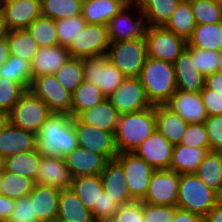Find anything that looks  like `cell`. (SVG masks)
<instances>
[{
	"mask_svg": "<svg viewBox=\"0 0 222 222\" xmlns=\"http://www.w3.org/2000/svg\"><path fill=\"white\" fill-rule=\"evenodd\" d=\"M78 147L72 117L63 113H52L42 125L36 138V149L41 156H62Z\"/></svg>",
	"mask_w": 222,
	"mask_h": 222,
	"instance_id": "6da1fadb",
	"label": "cell"
},
{
	"mask_svg": "<svg viewBox=\"0 0 222 222\" xmlns=\"http://www.w3.org/2000/svg\"><path fill=\"white\" fill-rule=\"evenodd\" d=\"M155 131V106L134 113L121 114L115 132L118 153L134 152Z\"/></svg>",
	"mask_w": 222,
	"mask_h": 222,
	"instance_id": "7a4b0ae2",
	"label": "cell"
},
{
	"mask_svg": "<svg viewBox=\"0 0 222 222\" xmlns=\"http://www.w3.org/2000/svg\"><path fill=\"white\" fill-rule=\"evenodd\" d=\"M139 79L151 105H165L177 90L173 63L147 57Z\"/></svg>",
	"mask_w": 222,
	"mask_h": 222,
	"instance_id": "3957f363",
	"label": "cell"
},
{
	"mask_svg": "<svg viewBox=\"0 0 222 222\" xmlns=\"http://www.w3.org/2000/svg\"><path fill=\"white\" fill-rule=\"evenodd\" d=\"M220 196L207 187L195 173L181 174L176 207L205 218L220 200Z\"/></svg>",
	"mask_w": 222,
	"mask_h": 222,
	"instance_id": "277c9868",
	"label": "cell"
},
{
	"mask_svg": "<svg viewBox=\"0 0 222 222\" xmlns=\"http://www.w3.org/2000/svg\"><path fill=\"white\" fill-rule=\"evenodd\" d=\"M107 55L125 77H139L147 59L145 38L111 42Z\"/></svg>",
	"mask_w": 222,
	"mask_h": 222,
	"instance_id": "5b68a950",
	"label": "cell"
},
{
	"mask_svg": "<svg viewBox=\"0 0 222 222\" xmlns=\"http://www.w3.org/2000/svg\"><path fill=\"white\" fill-rule=\"evenodd\" d=\"M51 114L48 106L38 96L27 90L8 115L12 125L37 135Z\"/></svg>",
	"mask_w": 222,
	"mask_h": 222,
	"instance_id": "8992f818",
	"label": "cell"
},
{
	"mask_svg": "<svg viewBox=\"0 0 222 222\" xmlns=\"http://www.w3.org/2000/svg\"><path fill=\"white\" fill-rule=\"evenodd\" d=\"M84 80L96 85L108 98L124 81L125 75L108 59V55L83 59Z\"/></svg>",
	"mask_w": 222,
	"mask_h": 222,
	"instance_id": "52a82bcc",
	"label": "cell"
},
{
	"mask_svg": "<svg viewBox=\"0 0 222 222\" xmlns=\"http://www.w3.org/2000/svg\"><path fill=\"white\" fill-rule=\"evenodd\" d=\"M147 57L174 63L187 41L163 26H148L145 32Z\"/></svg>",
	"mask_w": 222,
	"mask_h": 222,
	"instance_id": "ba28073f",
	"label": "cell"
},
{
	"mask_svg": "<svg viewBox=\"0 0 222 222\" xmlns=\"http://www.w3.org/2000/svg\"><path fill=\"white\" fill-rule=\"evenodd\" d=\"M115 159L124 169L131 197L141 201L147 193L150 178L155 170L134 152L118 153Z\"/></svg>",
	"mask_w": 222,
	"mask_h": 222,
	"instance_id": "9c48e42d",
	"label": "cell"
},
{
	"mask_svg": "<svg viewBox=\"0 0 222 222\" xmlns=\"http://www.w3.org/2000/svg\"><path fill=\"white\" fill-rule=\"evenodd\" d=\"M29 90L38 96L52 113L71 116L72 94L62 87L54 75L33 78Z\"/></svg>",
	"mask_w": 222,
	"mask_h": 222,
	"instance_id": "30bf717a",
	"label": "cell"
},
{
	"mask_svg": "<svg viewBox=\"0 0 222 222\" xmlns=\"http://www.w3.org/2000/svg\"><path fill=\"white\" fill-rule=\"evenodd\" d=\"M109 45L107 25L86 24L68 51L71 57L84 59L107 54Z\"/></svg>",
	"mask_w": 222,
	"mask_h": 222,
	"instance_id": "8fae6325",
	"label": "cell"
},
{
	"mask_svg": "<svg viewBox=\"0 0 222 222\" xmlns=\"http://www.w3.org/2000/svg\"><path fill=\"white\" fill-rule=\"evenodd\" d=\"M72 122L76 131L78 146L101 154L108 160L115 159L118 151L115 145V135L112 132L83 123L78 117H72Z\"/></svg>",
	"mask_w": 222,
	"mask_h": 222,
	"instance_id": "7c38bea8",
	"label": "cell"
},
{
	"mask_svg": "<svg viewBox=\"0 0 222 222\" xmlns=\"http://www.w3.org/2000/svg\"><path fill=\"white\" fill-rule=\"evenodd\" d=\"M180 183V174L170 169L155 170L143 203L158 206H176Z\"/></svg>",
	"mask_w": 222,
	"mask_h": 222,
	"instance_id": "4fadbf2b",
	"label": "cell"
},
{
	"mask_svg": "<svg viewBox=\"0 0 222 222\" xmlns=\"http://www.w3.org/2000/svg\"><path fill=\"white\" fill-rule=\"evenodd\" d=\"M0 15L6 31L26 29L41 16V0H1Z\"/></svg>",
	"mask_w": 222,
	"mask_h": 222,
	"instance_id": "5bb4252c",
	"label": "cell"
},
{
	"mask_svg": "<svg viewBox=\"0 0 222 222\" xmlns=\"http://www.w3.org/2000/svg\"><path fill=\"white\" fill-rule=\"evenodd\" d=\"M108 99L120 114L134 113L152 106L139 77H126Z\"/></svg>",
	"mask_w": 222,
	"mask_h": 222,
	"instance_id": "9a60e30c",
	"label": "cell"
},
{
	"mask_svg": "<svg viewBox=\"0 0 222 222\" xmlns=\"http://www.w3.org/2000/svg\"><path fill=\"white\" fill-rule=\"evenodd\" d=\"M136 7L140 13L137 18L132 17L130 13L133 10L131 5H126L108 22L107 31L110 43L144 38L148 26L140 6L136 5Z\"/></svg>",
	"mask_w": 222,
	"mask_h": 222,
	"instance_id": "2e32d148",
	"label": "cell"
},
{
	"mask_svg": "<svg viewBox=\"0 0 222 222\" xmlns=\"http://www.w3.org/2000/svg\"><path fill=\"white\" fill-rule=\"evenodd\" d=\"M173 145L157 130L134 153L154 170L170 169Z\"/></svg>",
	"mask_w": 222,
	"mask_h": 222,
	"instance_id": "e0dca14e",
	"label": "cell"
},
{
	"mask_svg": "<svg viewBox=\"0 0 222 222\" xmlns=\"http://www.w3.org/2000/svg\"><path fill=\"white\" fill-rule=\"evenodd\" d=\"M72 176L62 156H41L37 170L36 184L49 186L58 190L71 187Z\"/></svg>",
	"mask_w": 222,
	"mask_h": 222,
	"instance_id": "ac0fdd59",
	"label": "cell"
},
{
	"mask_svg": "<svg viewBox=\"0 0 222 222\" xmlns=\"http://www.w3.org/2000/svg\"><path fill=\"white\" fill-rule=\"evenodd\" d=\"M165 105L187 123H204L208 117L200 93L176 90Z\"/></svg>",
	"mask_w": 222,
	"mask_h": 222,
	"instance_id": "d6986e66",
	"label": "cell"
},
{
	"mask_svg": "<svg viewBox=\"0 0 222 222\" xmlns=\"http://www.w3.org/2000/svg\"><path fill=\"white\" fill-rule=\"evenodd\" d=\"M64 159L72 178L100 175L109 161L105 156L80 146L67 154Z\"/></svg>",
	"mask_w": 222,
	"mask_h": 222,
	"instance_id": "ffe728a7",
	"label": "cell"
},
{
	"mask_svg": "<svg viewBox=\"0 0 222 222\" xmlns=\"http://www.w3.org/2000/svg\"><path fill=\"white\" fill-rule=\"evenodd\" d=\"M37 135L34 132L23 130L10 122L0 133V157H6L33 151L36 149Z\"/></svg>",
	"mask_w": 222,
	"mask_h": 222,
	"instance_id": "44dd1931",
	"label": "cell"
},
{
	"mask_svg": "<svg viewBox=\"0 0 222 222\" xmlns=\"http://www.w3.org/2000/svg\"><path fill=\"white\" fill-rule=\"evenodd\" d=\"M173 65L177 90L200 93L205 87L206 77L196 67L195 58L184 49Z\"/></svg>",
	"mask_w": 222,
	"mask_h": 222,
	"instance_id": "7402d4cb",
	"label": "cell"
},
{
	"mask_svg": "<svg viewBox=\"0 0 222 222\" xmlns=\"http://www.w3.org/2000/svg\"><path fill=\"white\" fill-rule=\"evenodd\" d=\"M104 191L120 205L134 201L131 197L125 172L122 165L116 160H109L100 174Z\"/></svg>",
	"mask_w": 222,
	"mask_h": 222,
	"instance_id": "603a6c76",
	"label": "cell"
},
{
	"mask_svg": "<svg viewBox=\"0 0 222 222\" xmlns=\"http://www.w3.org/2000/svg\"><path fill=\"white\" fill-rule=\"evenodd\" d=\"M70 57L67 47L57 45L39 48L30 64L32 77L54 75Z\"/></svg>",
	"mask_w": 222,
	"mask_h": 222,
	"instance_id": "cb8c5ba5",
	"label": "cell"
},
{
	"mask_svg": "<svg viewBox=\"0 0 222 222\" xmlns=\"http://www.w3.org/2000/svg\"><path fill=\"white\" fill-rule=\"evenodd\" d=\"M60 190L36 184L28 195L33 202L34 213L40 222H52L59 210Z\"/></svg>",
	"mask_w": 222,
	"mask_h": 222,
	"instance_id": "d4e9b609",
	"label": "cell"
},
{
	"mask_svg": "<svg viewBox=\"0 0 222 222\" xmlns=\"http://www.w3.org/2000/svg\"><path fill=\"white\" fill-rule=\"evenodd\" d=\"M156 130L173 146L180 144L188 123L166 105H155Z\"/></svg>",
	"mask_w": 222,
	"mask_h": 222,
	"instance_id": "484cf974",
	"label": "cell"
},
{
	"mask_svg": "<svg viewBox=\"0 0 222 222\" xmlns=\"http://www.w3.org/2000/svg\"><path fill=\"white\" fill-rule=\"evenodd\" d=\"M120 115L110 100L106 98L93 108L81 112L77 117L83 123L107 132H112L115 135Z\"/></svg>",
	"mask_w": 222,
	"mask_h": 222,
	"instance_id": "4316f807",
	"label": "cell"
},
{
	"mask_svg": "<svg viewBox=\"0 0 222 222\" xmlns=\"http://www.w3.org/2000/svg\"><path fill=\"white\" fill-rule=\"evenodd\" d=\"M126 5L122 0H83L82 17L87 24L107 25Z\"/></svg>",
	"mask_w": 222,
	"mask_h": 222,
	"instance_id": "83f0119b",
	"label": "cell"
},
{
	"mask_svg": "<svg viewBox=\"0 0 222 222\" xmlns=\"http://www.w3.org/2000/svg\"><path fill=\"white\" fill-rule=\"evenodd\" d=\"M208 149L192 148L178 144L173 147L170 170L181 174L195 173Z\"/></svg>",
	"mask_w": 222,
	"mask_h": 222,
	"instance_id": "f1b7e54d",
	"label": "cell"
},
{
	"mask_svg": "<svg viewBox=\"0 0 222 222\" xmlns=\"http://www.w3.org/2000/svg\"><path fill=\"white\" fill-rule=\"evenodd\" d=\"M58 218L74 222H96L92 211L85 207L71 188L60 191Z\"/></svg>",
	"mask_w": 222,
	"mask_h": 222,
	"instance_id": "f546056e",
	"label": "cell"
},
{
	"mask_svg": "<svg viewBox=\"0 0 222 222\" xmlns=\"http://www.w3.org/2000/svg\"><path fill=\"white\" fill-rule=\"evenodd\" d=\"M195 174L222 199V151H209Z\"/></svg>",
	"mask_w": 222,
	"mask_h": 222,
	"instance_id": "4dcf8cb0",
	"label": "cell"
},
{
	"mask_svg": "<svg viewBox=\"0 0 222 222\" xmlns=\"http://www.w3.org/2000/svg\"><path fill=\"white\" fill-rule=\"evenodd\" d=\"M89 210L99 208L100 194L104 191L100 175L74 177L70 187Z\"/></svg>",
	"mask_w": 222,
	"mask_h": 222,
	"instance_id": "1f68e13d",
	"label": "cell"
},
{
	"mask_svg": "<svg viewBox=\"0 0 222 222\" xmlns=\"http://www.w3.org/2000/svg\"><path fill=\"white\" fill-rule=\"evenodd\" d=\"M40 161L41 155L35 149L6 157L3 160V168L5 171L32 179L36 183Z\"/></svg>",
	"mask_w": 222,
	"mask_h": 222,
	"instance_id": "d6a6232c",
	"label": "cell"
},
{
	"mask_svg": "<svg viewBox=\"0 0 222 222\" xmlns=\"http://www.w3.org/2000/svg\"><path fill=\"white\" fill-rule=\"evenodd\" d=\"M191 47L222 51V22L213 24H197L192 36L187 40Z\"/></svg>",
	"mask_w": 222,
	"mask_h": 222,
	"instance_id": "836d02e7",
	"label": "cell"
},
{
	"mask_svg": "<svg viewBox=\"0 0 222 222\" xmlns=\"http://www.w3.org/2000/svg\"><path fill=\"white\" fill-rule=\"evenodd\" d=\"M179 3V0H140L138 5L147 26H163Z\"/></svg>",
	"mask_w": 222,
	"mask_h": 222,
	"instance_id": "e575fe53",
	"label": "cell"
},
{
	"mask_svg": "<svg viewBox=\"0 0 222 222\" xmlns=\"http://www.w3.org/2000/svg\"><path fill=\"white\" fill-rule=\"evenodd\" d=\"M196 25L190 3L180 2L163 27L187 41Z\"/></svg>",
	"mask_w": 222,
	"mask_h": 222,
	"instance_id": "d590c367",
	"label": "cell"
},
{
	"mask_svg": "<svg viewBox=\"0 0 222 222\" xmlns=\"http://www.w3.org/2000/svg\"><path fill=\"white\" fill-rule=\"evenodd\" d=\"M106 97L100 89L87 81H83L72 93L71 117H77L81 112L93 108Z\"/></svg>",
	"mask_w": 222,
	"mask_h": 222,
	"instance_id": "8d00e7d4",
	"label": "cell"
},
{
	"mask_svg": "<svg viewBox=\"0 0 222 222\" xmlns=\"http://www.w3.org/2000/svg\"><path fill=\"white\" fill-rule=\"evenodd\" d=\"M10 55L24 58L30 63L38 52L39 46L31 34L26 30H11L5 32Z\"/></svg>",
	"mask_w": 222,
	"mask_h": 222,
	"instance_id": "74e56055",
	"label": "cell"
},
{
	"mask_svg": "<svg viewBox=\"0 0 222 222\" xmlns=\"http://www.w3.org/2000/svg\"><path fill=\"white\" fill-rule=\"evenodd\" d=\"M30 64L24 58L10 55L8 60L0 67V77L18 82L29 90L33 79Z\"/></svg>",
	"mask_w": 222,
	"mask_h": 222,
	"instance_id": "f35d334b",
	"label": "cell"
},
{
	"mask_svg": "<svg viewBox=\"0 0 222 222\" xmlns=\"http://www.w3.org/2000/svg\"><path fill=\"white\" fill-rule=\"evenodd\" d=\"M83 0H41V15L55 21L82 14Z\"/></svg>",
	"mask_w": 222,
	"mask_h": 222,
	"instance_id": "ab89813d",
	"label": "cell"
},
{
	"mask_svg": "<svg viewBox=\"0 0 222 222\" xmlns=\"http://www.w3.org/2000/svg\"><path fill=\"white\" fill-rule=\"evenodd\" d=\"M56 80L71 94L84 81L83 59L70 57L68 61L54 73Z\"/></svg>",
	"mask_w": 222,
	"mask_h": 222,
	"instance_id": "60d3db41",
	"label": "cell"
},
{
	"mask_svg": "<svg viewBox=\"0 0 222 222\" xmlns=\"http://www.w3.org/2000/svg\"><path fill=\"white\" fill-rule=\"evenodd\" d=\"M26 30L35 39L39 48L59 45L56 21L51 18L41 15Z\"/></svg>",
	"mask_w": 222,
	"mask_h": 222,
	"instance_id": "b9f144b4",
	"label": "cell"
},
{
	"mask_svg": "<svg viewBox=\"0 0 222 222\" xmlns=\"http://www.w3.org/2000/svg\"><path fill=\"white\" fill-rule=\"evenodd\" d=\"M35 185L32 179L2 170L1 195L17 200L28 196Z\"/></svg>",
	"mask_w": 222,
	"mask_h": 222,
	"instance_id": "7bdbcfd3",
	"label": "cell"
},
{
	"mask_svg": "<svg viewBox=\"0 0 222 222\" xmlns=\"http://www.w3.org/2000/svg\"><path fill=\"white\" fill-rule=\"evenodd\" d=\"M87 22L82 14L56 21L57 37L60 46L69 47L75 37L85 28Z\"/></svg>",
	"mask_w": 222,
	"mask_h": 222,
	"instance_id": "ee69618b",
	"label": "cell"
},
{
	"mask_svg": "<svg viewBox=\"0 0 222 222\" xmlns=\"http://www.w3.org/2000/svg\"><path fill=\"white\" fill-rule=\"evenodd\" d=\"M197 24L222 22V4L210 0H194L190 3Z\"/></svg>",
	"mask_w": 222,
	"mask_h": 222,
	"instance_id": "f6af8a7d",
	"label": "cell"
},
{
	"mask_svg": "<svg viewBox=\"0 0 222 222\" xmlns=\"http://www.w3.org/2000/svg\"><path fill=\"white\" fill-rule=\"evenodd\" d=\"M27 89L18 82L0 78V112L9 114Z\"/></svg>",
	"mask_w": 222,
	"mask_h": 222,
	"instance_id": "bcb514c9",
	"label": "cell"
},
{
	"mask_svg": "<svg viewBox=\"0 0 222 222\" xmlns=\"http://www.w3.org/2000/svg\"><path fill=\"white\" fill-rule=\"evenodd\" d=\"M185 49L191 54L192 58H195L196 67L205 77L217 72L220 52L191 47L188 44Z\"/></svg>",
	"mask_w": 222,
	"mask_h": 222,
	"instance_id": "7dc6e473",
	"label": "cell"
},
{
	"mask_svg": "<svg viewBox=\"0 0 222 222\" xmlns=\"http://www.w3.org/2000/svg\"><path fill=\"white\" fill-rule=\"evenodd\" d=\"M180 144L192 148H204L210 151V142L205 124L188 123Z\"/></svg>",
	"mask_w": 222,
	"mask_h": 222,
	"instance_id": "c3c4849f",
	"label": "cell"
},
{
	"mask_svg": "<svg viewBox=\"0 0 222 222\" xmlns=\"http://www.w3.org/2000/svg\"><path fill=\"white\" fill-rule=\"evenodd\" d=\"M6 222H40L29 196L15 200L14 210Z\"/></svg>",
	"mask_w": 222,
	"mask_h": 222,
	"instance_id": "681fc988",
	"label": "cell"
},
{
	"mask_svg": "<svg viewBox=\"0 0 222 222\" xmlns=\"http://www.w3.org/2000/svg\"><path fill=\"white\" fill-rule=\"evenodd\" d=\"M176 208L143 203V222H172Z\"/></svg>",
	"mask_w": 222,
	"mask_h": 222,
	"instance_id": "f907efd6",
	"label": "cell"
},
{
	"mask_svg": "<svg viewBox=\"0 0 222 222\" xmlns=\"http://www.w3.org/2000/svg\"><path fill=\"white\" fill-rule=\"evenodd\" d=\"M120 204L103 191L100 194L99 208L92 210L93 218L96 222L110 221L119 211Z\"/></svg>",
	"mask_w": 222,
	"mask_h": 222,
	"instance_id": "816d5d0a",
	"label": "cell"
},
{
	"mask_svg": "<svg viewBox=\"0 0 222 222\" xmlns=\"http://www.w3.org/2000/svg\"><path fill=\"white\" fill-rule=\"evenodd\" d=\"M111 222H143V202L134 200L120 205L119 211L110 220Z\"/></svg>",
	"mask_w": 222,
	"mask_h": 222,
	"instance_id": "f5cc1de1",
	"label": "cell"
},
{
	"mask_svg": "<svg viewBox=\"0 0 222 222\" xmlns=\"http://www.w3.org/2000/svg\"><path fill=\"white\" fill-rule=\"evenodd\" d=\"M210 142V151H222V115L208 116L204 121Z\"/></svg>",
	"mask_w": 222,
	"mask_h": 222,
	"instance_id": "db71d44e",
	"label": "cell"
},
{
	"mask_svg": "<svg viewBox=\"0 0 222 222\" xmlns=\"http://www.w3.org/2000/svg\"><path fill=\"white\" fill-rule=\"evenodd\" d=\"M200 95L207 116L222 115V95L206 86L201 90Z\"/></svg>",
	"mask_w": 222,
	"mask_h": 222,
	"instance_id": "11a10c76",
	"label": "cell"
},
{
	"mask_svg": "<svg viewBox=\"0 0 222 222\" xmlns=\"http://www.w3.org/2000/svg\"><path fill=\"white\" fill-rule=\"evenodd\" d=\"M172 222H204V218L196 213L176 208Z\"/></svg>",
	"mask_w": 222,
	"mask_h": 222,
	"instance_id": "9f6ffc18",
	"label": "cell"
},
{
	"mask_svg": "<svg viewBox=\"0 0 222 222\" xmlns=\"http://www.w3.org/2000/svg\"><path fill=\"white\" fill-rule=\"evenodd\" d=\"M15 206V200L0 195V221H7L12 214Z\"/></svg>",
	"mask_w": 222,
	"mask_h": 222,
	"instance_id": "6f0895ef",
	"label": "cell"
},
{
	"mask_svg": "<svg viewBox=\"0 0 222 222\" xmlns=\"http://www.w3.org/2000/svg\"><path fill=\"white\" fill-rule=\"evenodd\" d=\"M205 86L222 95V73L214 72L213 74L207 75L205 80Z\"/></svg>",
	"mask_w": 222,
	"mask_h": 222,
	"instance_id": "680465c9",
	"label": "cell"
},
{
	"mask_svg": "<svg viewBox=\"0 0 222 222\" xmlns=\"http://www.w3.org/2000/svg\"><path fill=\"white\" fill-rule=\"evenodd\" d=\"M204 222H222V199L208 212Z\"/></svg>",
	"mask_w": 222,
	"mask_h": 222,
	"instance_id": "91938a15",
	"label": "cell"
},
{
	"mask_svg": "<svg viewBox=\"0 0 222 222\" xmlns=\"http://www.w3.org/2000/svg\"><path fill=\"white\" fill-rule=\"evenodd\" d=\"M10 57L9 46L4 36L0 39V67L8 60Z\"/></svg>",
	"mask_w": 222,
	"mask_h": 222,
	"instance_id": "94428289",
	"label": "cell"
},
{
	"mask_svg": "<svg viewBox=\"0 0 222 222\" xmlns=\"http://www.w3.org/2000/svg\"><path fill=\"white\" fill-rule=\"evenodd\" d=\"M9 122V115L3 112H0V133L2 132L3 128Z\"/></svg>",
	"mask_w": 222,
	"mask_h": 222,
	"instance_id": "6125c7cd",
	"label": "cell"
},
{
	"mask_svg": "<svg viewBox=\"0 0 222 222\" xmlns=\"http://www.w3.org/2000/svg\"><path fill=\"white\" fill-rule=\"evenodd\" d=\"M5 28H4V23L2 21V17L0 15V39H2L5 36Z\"/></svg>",
	"mask_w": 222,
	"mask_h": 222,
	"instance_id": "be15d7a7",
	"label": "cell"
},
{
	"mask_svg": "<svg viewBox=\"0 0 222 222\" xmlns=\"http://www.w3.org/2000/svg\"><path fill=\"white\" fill-rule=\"evenodd\" d=\"M125 4H127V5H138L139 4V2H140V0H122Z\"/></svg>",
	"mask_w": 222,
	"mask_h": 222,
	"instance_id": "e7e4bbea",
	"label": "cell"
},
{
	"mask_svg": "<svg viewBox=\"0 0 222 222\" xmlns=\"http://www.w3.org/2000/svg\"><path fill=\"white\" fill-rule=\"evenodd\" d=\"M217 72L222 73V51L220 52V58H219L218 66H217Z\"/></svg>",
	"mask_w": 222,
	"mask_h": 222,
	"instance_id": "03108f58",
	"label": "cell"
},
{
	"mask_svg": "<svg viewBox=\"0 0 222 222\" xmlns=\"http://www.w3.org/2000/svg\"><path fill=\"white\" fill-rule=\"evenodd\" d=\"M52 222H74V221H68V220H65V219H62V218H55Z\"/></svg>",
	"mask_w": 222,
	"mask_h": 222,
	"instance_id": "003e7915",
	"label": "cell"
},
{
	"mask_svg": "<svg viewBox=\"0 0 222 222\" xmlns=\"http://www.w3.org/2000/svg\"><path fill=\"white\" fill-rule=\"evenodd\" d=\"M3 169V159L0 157V173H2Z\"/></svg>",
	"mask_w": 222,
	"mask_h": 222,
	"instance_id": "a7ac6f4b",
	"label": "cell"
},
{
	"mask_svg": "<svg viewBox=\"0 0 222 222\" xmlns=\"http://www.w3.org/2000/svg\"><path fill=\"white\" fill-rule=\"evenodd\" d=\"M180 2H186V3H191L193 2L194 0H179Z\"/></svg>",
	"mask_w": 222,
	"mask_h": 222,
	"instance_id": "89a4df30",
	"label": "cell"
},
{
	"mask_svg": "<svg viewBox=\"0 0 222 222\" xmlns=\"http://www.w3.org/2000/svg\"><path fill=\"white\" fill-rule=\"evenodd\" d=\"M1 180H2V173H0V186H1ZM0 195H1V187H0Z\"/></svg>",
	"mask_w": 222,
	"mask_h": 222,
	"instance_id": "2644e50d",
	"label": "cell"
},
{
	"mask_svg": "<svg viewBox=\"0 0 222 222\" xmlns=\"http://www.w3.org/2000/svg\"><path fill=\"white\" fill-rule=\"evenodd\" d=\"M210 1H215V2H219L220 3V0H210Z\"/></svg>",
	"mask_w": 222,
	"mask_h": 222,
	"instance_id": "8c879c8a",
	"label": "cell"
}]
</instances>
